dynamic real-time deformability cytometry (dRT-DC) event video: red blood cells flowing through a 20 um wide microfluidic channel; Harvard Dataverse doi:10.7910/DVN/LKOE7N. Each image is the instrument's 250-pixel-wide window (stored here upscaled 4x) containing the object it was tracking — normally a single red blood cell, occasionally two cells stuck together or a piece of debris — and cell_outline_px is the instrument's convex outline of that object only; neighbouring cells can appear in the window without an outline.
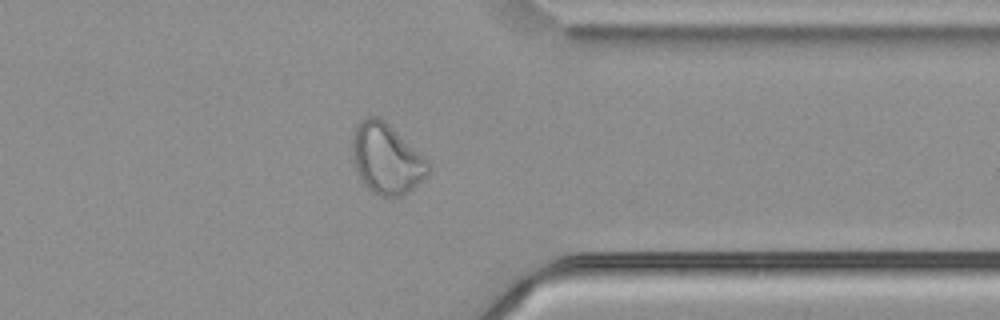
{"species": "common noctule bat (a hibernating species)", "species_latin": "Nyctalus noctula", "temperature_condition": "cold", "stored_images_in_passage": 44, "camera_frame_rate_fps": 3000, "um_per_image_px": 0.085, "animal": {"sex": "male", "body_mass_g": 21.5, "forearm_length_mm": 52.0}, "frame": {"image": 1, "passage_image": 32, "time_ms": 10.333, "image_size_px": [1000, 320], "cell_outline_px": [[432, 168], [408, 192], [400, 196], [380, 196], [372, 192], [360, 180], [356, 172], [352, 160], [352, 140], [356, 128], [360, 120], [368, 116], [380, 116]], "centroid_in_image_um": [32.76, 13.51], "position_along_channel_um": 378.6, "area_um2": 30.29}}